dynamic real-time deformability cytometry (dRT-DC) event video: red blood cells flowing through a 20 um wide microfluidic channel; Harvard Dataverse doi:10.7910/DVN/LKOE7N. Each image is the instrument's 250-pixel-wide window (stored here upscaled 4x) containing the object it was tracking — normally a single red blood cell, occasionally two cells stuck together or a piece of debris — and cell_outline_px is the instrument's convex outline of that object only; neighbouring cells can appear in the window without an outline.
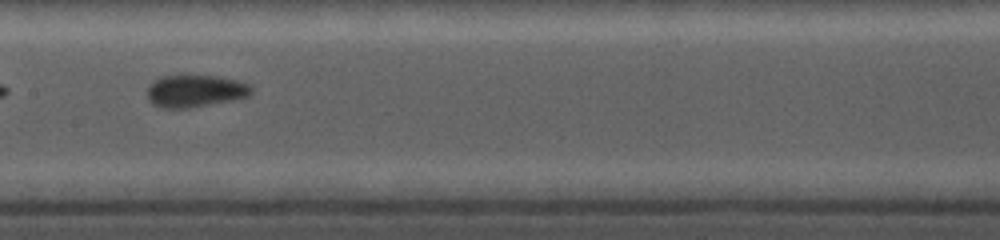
{"species": "common noctule bat (a hibernating species)", "species_latin": "Nyctalus noctula", "temperature_condition": "cold", "stored_images_in_passage": 20, "camera_frame_rate_fps": 5000, "um_per_image_px": 0.085, "animal": {"sex": "female", "body_mass_g": 19.0, "forearm_length_mm": 56.7}, "frame": {"image": 1, "passage_image": 9, "time_ms": 3.6, "image_size_px": [1000, 240], "cell_outline_px": [[252, 92], [248, 96], [232, 100], [188, 108], [160, 108], [152, 104], [148, 100], [148, 84], [152, 80], [160, 76], [220, 76], [252, 84]], "centroid_in_image_um": [16.57, 7.73], "position_along_channel_um": 190.8, "area_um2": 19.71}}
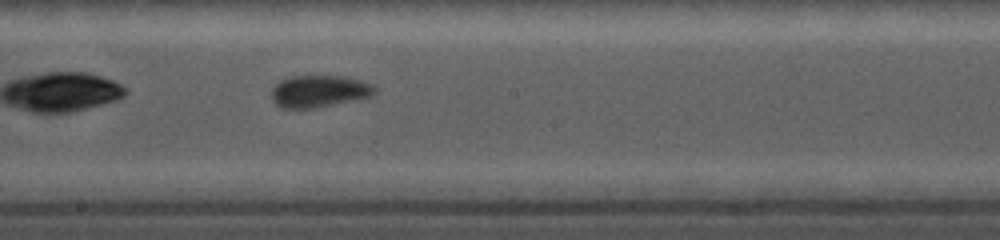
{"frame": {"image": 2, "passage_image": 11, "time_ms": 4.4, "image_size_px": [1000, 240], "cell_outline_px": [[376, 92], [372, 96], [316, 108], [280, 108], [272, 100], [272, 88], [280, 80], [292, 76], [344, 76], [360, 80], [372, 84], [376, 88]], "centroid_in_image_um": [27.12, 7.76], "position_along_channel_um": 221.1, "area_um2": 19.31}}
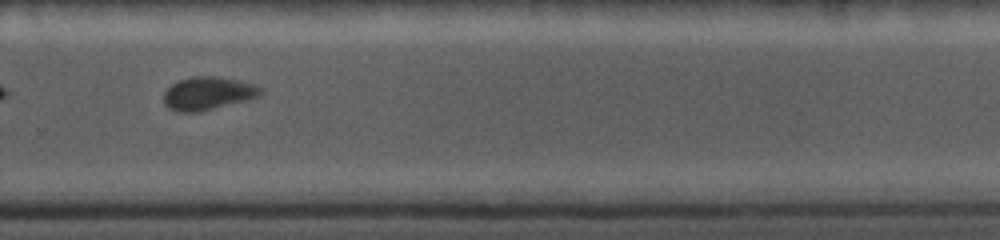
{"frame": {"image": 3, "passage_image": 16, "time_ms": 6.8, "image_size_px": [1000, 240], "cell_outline_px": [[264, 92], [260, 96], [196, 112], [176, 112], [168, 108], [164, 104], [164, 92], [172, 84], [180, 80], [196, 76], [216, 76], [236, 80], [252, 84], [264, 88]], "centroid_in_image_um": [17.66, 7.93], "position_along_channel_um": 312.1, "area_um2": 18.38}}